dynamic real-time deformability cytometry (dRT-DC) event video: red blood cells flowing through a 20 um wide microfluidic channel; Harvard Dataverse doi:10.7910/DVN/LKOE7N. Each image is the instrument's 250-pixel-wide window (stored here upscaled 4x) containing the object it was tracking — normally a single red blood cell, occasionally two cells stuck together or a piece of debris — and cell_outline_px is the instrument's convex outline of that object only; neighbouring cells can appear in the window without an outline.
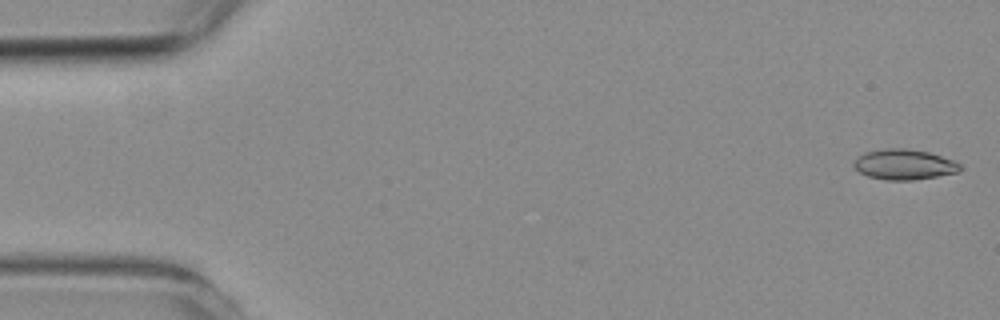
{"species": "common noctule bat (a hibernating species)", "species_latin": "Nyctalus noctula", "temperature_condition": "room temperature", "stored_images_in_passage": 19, "camera_frame_rate_fps": 3000, "um_per_image_px": 0.085, "animal": {"sex": "female", "body_mass_g": 19.3, "forearm_length_mm": 54.1}, "frame": {"image": 1, "passage_image": 1, "time_ms": 0.0, "image_size_px": [1000, 320], "cell_outline_px": [[964, 168], [960, 172], [912, 180], [884, 180], [868, 176], [860, 172], [852, 164], [864, 152], [884, 148], [904, 148], [928, 152], [952, 160], [960, 164]], "centroid_in_image_um": [76.87, 13.98], "position_along_channel_um": 8.1, "area_um2": 18.73}}
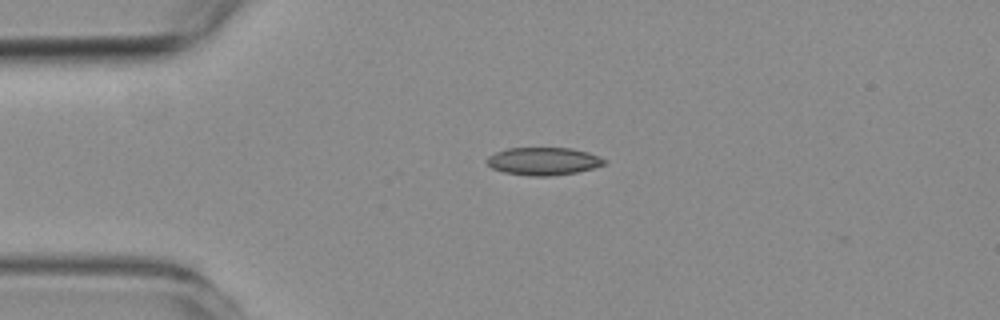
{"frame": {"image": 2, "passage_image": 12, "time_ms": 3.667, "image_size_px": [1000, 320], "cell_outline_px": [[608, 160], [604, 164], [592, 168], [576, 172], [548, 176], [528, 176], [504, 172], [492, 168], [488, 164], [488, 156], [496, 152], [508, 148], [572, 148], [588, 152]], "centroid_in_image_um": [46.2, 13.7], "position_along_channel_um": 38.8, "area_um2": 18.84}}
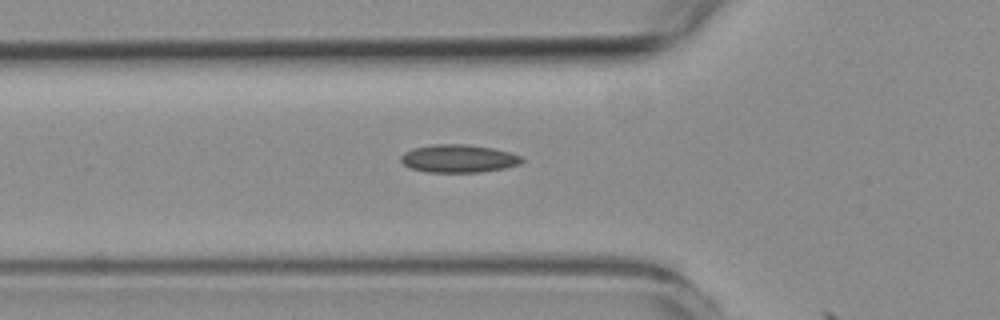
{"frame": {"image": 3, "passage_image": 18, "time_ms": 5.667, "image_size_px": [1000, 320], "cell_outline_px": [[524, 160], [520, 164], [504, 168], [480, 172], [428, 172], [412, 168], [404, 164], [400, 160], [400, 156], [404, 152], [412, 148], [432, 144], [464, 144], [492, 148], [508, 152], [520, 156]], "centroid_in_image_um": [38.95, 13.47], "position_along_channel_um": 86.9, "area_um2": 19.59}}